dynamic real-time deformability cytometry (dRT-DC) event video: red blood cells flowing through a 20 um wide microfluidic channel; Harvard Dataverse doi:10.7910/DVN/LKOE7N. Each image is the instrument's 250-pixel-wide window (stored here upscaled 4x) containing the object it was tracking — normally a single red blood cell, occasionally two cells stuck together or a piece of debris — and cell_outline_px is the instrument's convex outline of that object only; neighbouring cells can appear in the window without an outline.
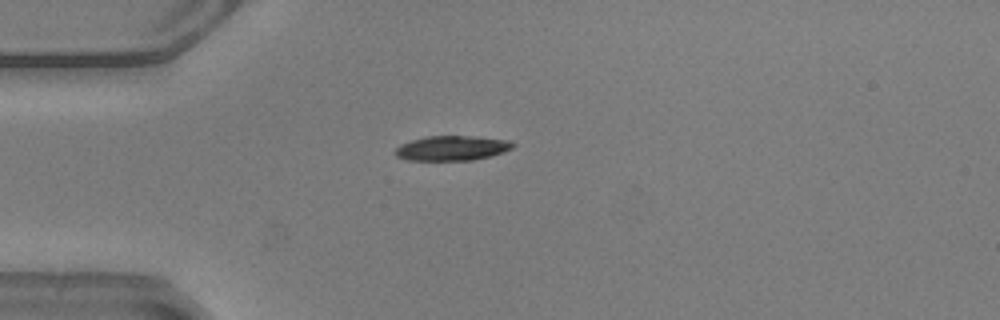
{"species": "common noctule bat (a hibernating species)", "species_latin": "Nyctalus noctula", "temperature_condition": "warm", "stored_images_in_passage": 39, "camera_frame_rate_fps": 3000, "um_per_image_px": 0.085, "animal": {"sex": "male", "body_mass_g": 20.5, "forearm_length_mm": 52.5}, "frame": {"image": 1, "passage_image": 1, "time_ms": 0.0, "image_size_px": [1000, 320], "cell_outline_px": [[516, 144], [512, 148], [504, 152], [492, 156], [472, 160], [408, 160], [396, 156], [396, 148], [400, 144], [412, 140], [428, 136], [476, 136], [508, 140]], "centroid_in_image_um": [38.45, 12.59], "position_along_channel_um": 46.5, "area_um2": 16.99}}
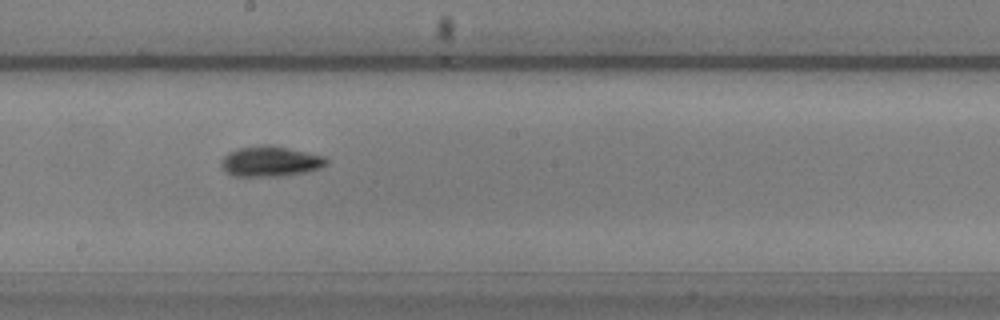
{"frame": {"image": 2, "passage_image": 16, "time_ms": 5.0, "image_size_px": [1000, 320], "cell_outline_px": [[328, 164], [320, 168], [308, 172], [284, 176], [232, 176], [224, 172], [220, 164], [220, 160], [228, 152], [240, 148], [260, 144], [268, 144], [324, 156], [328, 160]], "centroid_in_image_um": [22.95, 13.73], "position_along_channel_um": 225.2, "area_um2": 18.84}}
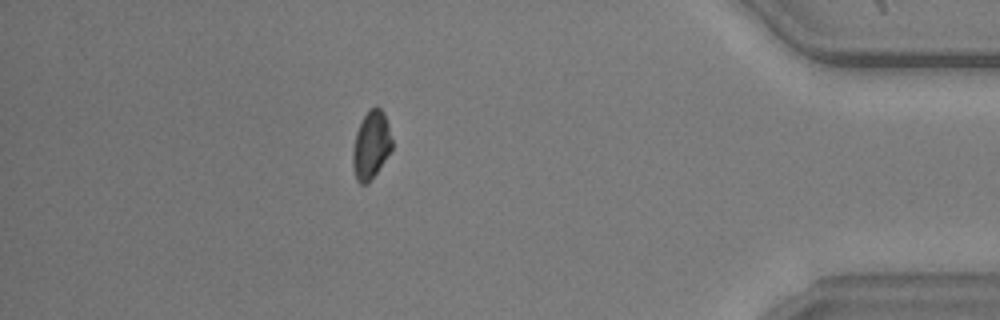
{"frame": {"image": 3, "passage_image": 33, "time_ms": 10.667, "image_size_px": [1000, 320], "cell_outline_px": [[392, 148], [368, 184], [360, 184], [356, 180], [352, 168], [352, 148], [356, 132], [364, 116], [376, 104], [384, 112], [388, 124], [392, 140]], "centroid_in_image_um": [31.52, 12.34], "position_along_channel_um": 403.7, "area_um2": 15.49}, "authors_computed_cell_mechanics": {"area_um2": 17.2244, "velocity_mm_per_s": 3.8939, "shape_relaxation_time_tau1_ms": 3.5829, "shape_relaxation_time_tau2_ms": 5.7866, "deformation_change_tau1": 0.1757, "deformation_change_tau2": 0.0869}}